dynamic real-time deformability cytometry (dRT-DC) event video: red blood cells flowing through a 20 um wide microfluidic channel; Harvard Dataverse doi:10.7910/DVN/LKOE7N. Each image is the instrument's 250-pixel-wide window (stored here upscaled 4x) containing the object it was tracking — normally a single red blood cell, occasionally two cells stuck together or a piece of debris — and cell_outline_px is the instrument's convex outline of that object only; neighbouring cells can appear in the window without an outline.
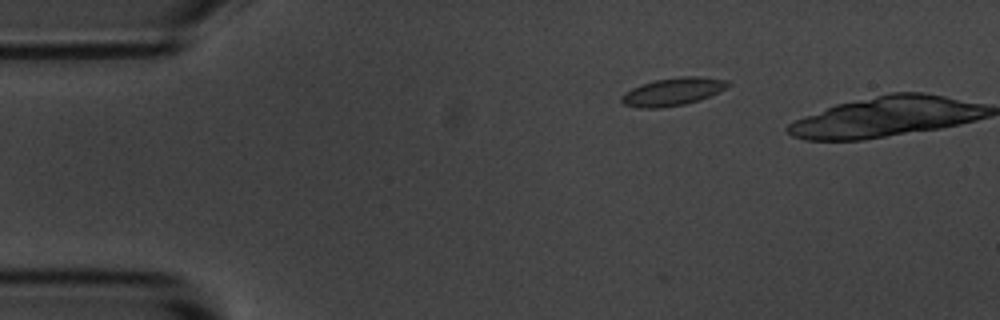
{"species": "common noctule bat (a hibernating species)", "species_latin": "Nyctalus noctula", "temperature_condition": "room temperature", "stored_images_in_passage": 3, "camera_frame_rate_fps": 3000, "um_per_image_px": 0.085, "animal": {"sex": "male", "body_mass_g": 20.1, "forearm_length_mm": 53.5}, "frame": {"image": 1, "passage_image": 2, "time_ms": 1.0, "image_size_px": [1000, 320], "cell_outline_px": [[732, 84], [700, 100], [684, 104], [660, 108], [636, 108], [624, 104], [620, 100], [620, 96], [624, 92], [640, 84], [656, 80], [680, 76], [700, 76], [728, 80]], "centroid_in_image_um": [57.15, 7.79], "position_along_channel_um": 27.9, "area_um2": 17.28}}